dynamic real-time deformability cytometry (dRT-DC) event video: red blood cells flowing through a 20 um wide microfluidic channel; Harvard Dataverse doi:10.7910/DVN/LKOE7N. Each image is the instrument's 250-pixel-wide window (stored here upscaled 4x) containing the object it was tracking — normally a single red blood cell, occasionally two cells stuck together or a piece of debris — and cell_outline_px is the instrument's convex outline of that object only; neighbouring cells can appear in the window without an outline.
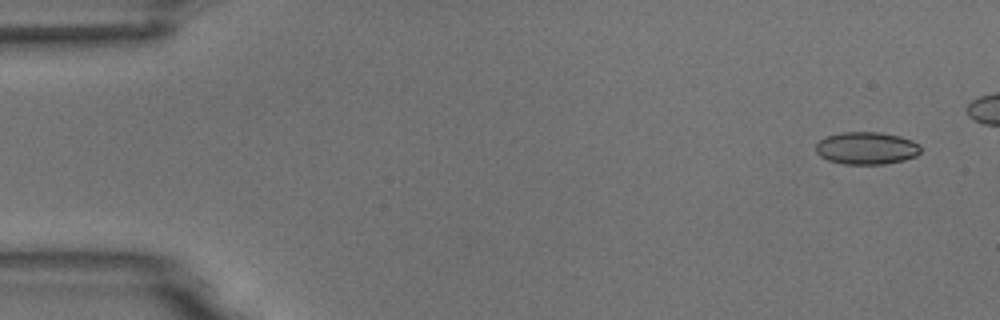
{"species": "common noctule bat (a hibernating species)", "species_latin": "Nyctalus noctula", "temperature_condition": "room temperature", "stored_images_in_passage": 5, "camera_frame_rate_fps": 3000, "um_per_image_px": 0.085, "animal": {"sex": "male", "body_mass_g": 18.8}, "frame": {"image": 1, "passage_image": 1, "time_ms": 0.0, "image_size_px": [1000, 320], "cell_outline_px": [[920, 152], [916, 156], [904, 160], [884, 164], [844, 164], [828, 160], [820, 156], [816, 152], [816, 144], [820, 140], [828, 136], [840, 132], [880, 132], [900, 136], [912, 140], [920, 144]], "centroid_in_image_um": [73.67, 12.59], "position_along_channel_um": 11.3, "area_um2": 19.88}}